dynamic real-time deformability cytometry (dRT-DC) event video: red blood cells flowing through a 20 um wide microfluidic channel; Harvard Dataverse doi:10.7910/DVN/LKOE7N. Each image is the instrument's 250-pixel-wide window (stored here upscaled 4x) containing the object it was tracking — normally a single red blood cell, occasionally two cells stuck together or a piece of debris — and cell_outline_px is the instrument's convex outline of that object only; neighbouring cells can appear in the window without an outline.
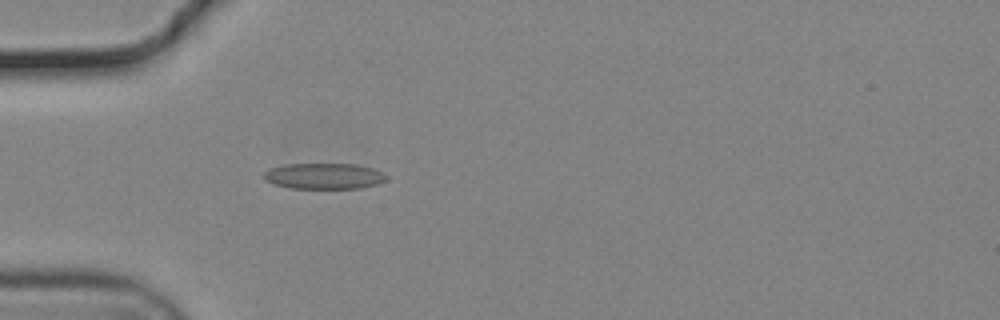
{"species": "common noctule bat (a hibernating species)", "species_latin": "Nyctalus noctula", "temperature_condition": "cold", "stored_images_in_passage": 13, "camera_frame_rate_fps": 3000, "um_per_image_px": 0.085, "animal": {"sex": "male", "body_mass_g": 19.2, "forearm_length_mm": 51.8}, "frame": {"image": 1, "passage_image": 6, "time_ms": 1.667, "image_size_px": [1000, 320], "cell_outline_px": [[388, 180], [376, 184], [360, 188], [292, 188], [276, 184], [264, 180], [264, 172], [268, 168], [284, 164], [356, 164], [372, 168], [388, 176]], "centroid_in_image_um": [27.54, 14.96], "position_along_channel_um": 57.5, "area_um2": 18.44}}